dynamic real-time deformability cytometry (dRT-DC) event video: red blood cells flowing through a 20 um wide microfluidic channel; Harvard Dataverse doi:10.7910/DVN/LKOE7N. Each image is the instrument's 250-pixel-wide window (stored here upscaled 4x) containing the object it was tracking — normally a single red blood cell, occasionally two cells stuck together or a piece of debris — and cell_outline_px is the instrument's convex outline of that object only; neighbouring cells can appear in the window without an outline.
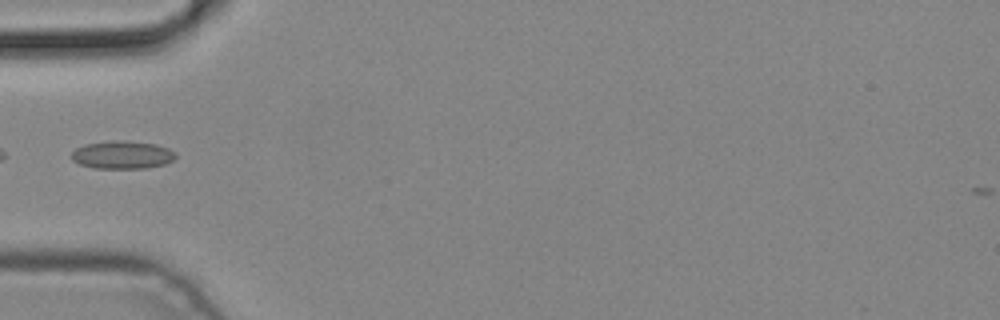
{"species": "common noctule bat (a hibernating species)", "species_latin": "Nyctalus noctula", "temperature_condition": "cold", "stored_images_in_passage": 7, "camera_frame_rate_fps": 3000, "um_per_image_px": 0.085, "animal": {"sex": "male", "body_mass_g": 19.2, "forearm_length_mm": 51.8}, "frame": {"image": 1, "passage_image": 6, "time_ms": 1.667, "image_size_px": [1000, 320], "cell_outline_px": [[176, 156], [172, 160], [164, 164], [148, 168], [92, 168], [80, 164], [72, 160], [72, 152], [76, 148], [84, 144], [112, 140], [124, 140], [156, 144], [168, 148], [176, 152]], "centroid_in_image_um": [10.39, 13.15], "position_along_channel_um": 74.6, "area_um2": 17.05}}
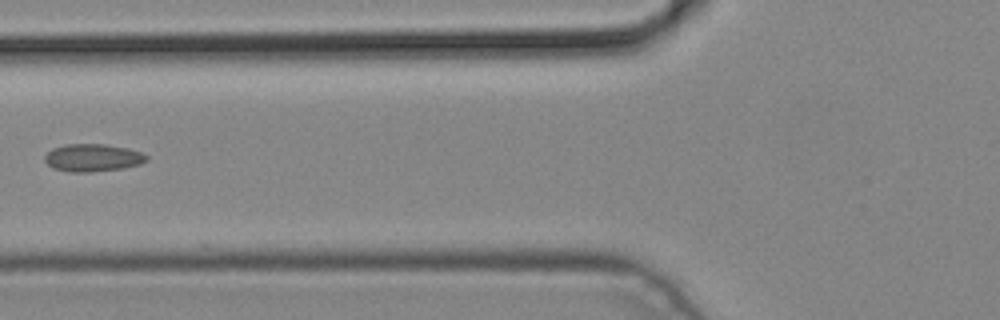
{"frame": {"image": 2, "passage_image": 7, "time_ms": 2.0, "image_size_px": [1000, 320], "cell_outline_px": [[148, 160], [140, 164], [120, 168], [92, 172], [68, 172], [52, 168], [44, 160], [44, 156], [52, 148], [64, 144], [104, 144], [128, 148], [140, 152], [148, 156]], "centroid_in_image_um": [7.85, 13.4], "position_along_channel_um": 117.9, "area_um2": 16.42}}